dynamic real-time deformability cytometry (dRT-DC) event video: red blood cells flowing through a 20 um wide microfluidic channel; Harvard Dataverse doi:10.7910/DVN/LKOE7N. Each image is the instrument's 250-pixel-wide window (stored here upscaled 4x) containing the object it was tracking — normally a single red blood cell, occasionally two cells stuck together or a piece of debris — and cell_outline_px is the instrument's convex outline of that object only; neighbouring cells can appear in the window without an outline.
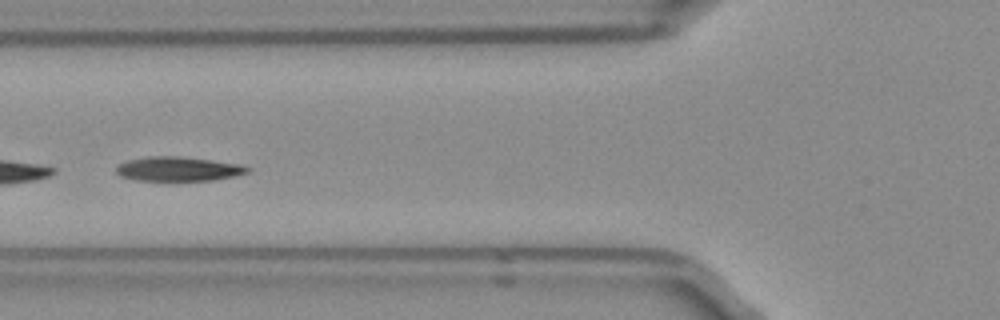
{"species": "Egyptian fruit bat (a non-hibernating species)", "species_latin": "Rousettus aegyptiacus", "temperature_condition": "room temperature", "stored_images_in_passage": 9, "segment_of_instrument_passage": [2, 2], "camera_frame_rate_fps": 3000, "um_per_image_px": 0.085, "frame": {"image": 1, "passage_image": 6, "time_ms": 1.667, "image_size_px": [1000, 320], "cell_outline_px": [[252, 168], [248, 172], [232, 176], [212, 180], [136, 180], [120, 176], [116, 172], [116, 164], [128, 160], [148, 156], [176, 156], [212, 160], [240, 164]], "centroid_in_image_um": [15.12, 14.35], "position_along_channel_um": 110.7, "area_um2": 18.5}}